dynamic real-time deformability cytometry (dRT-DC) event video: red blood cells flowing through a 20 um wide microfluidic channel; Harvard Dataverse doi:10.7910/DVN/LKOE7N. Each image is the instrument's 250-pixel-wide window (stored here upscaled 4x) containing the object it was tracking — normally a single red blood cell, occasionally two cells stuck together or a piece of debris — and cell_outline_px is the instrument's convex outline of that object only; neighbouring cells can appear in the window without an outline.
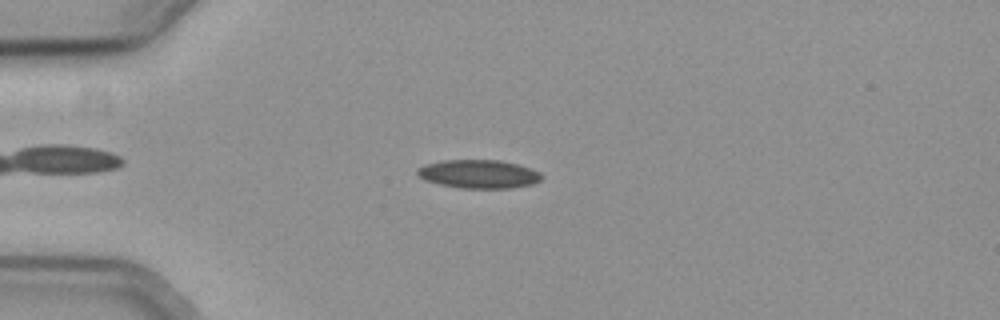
{"species": "common noctule bat (a hibernating species)", "species_latin": "Nyctalus noctula", "temperature_condition": "cold", "stored_images_in_passage": 51, "camera_frame_rate_fps": 3000, "um_per_image_px": 0.085, "animal": {"sex": "female", "body_mass_g": 19.3, "forearm_length_mm": 54.1}, "frame": {"image": 1, "passage_image": 10, "time_ms": 3.0, "image_size_px": [1000, 320], "cell_outline_px": [[540, 180], [532, 184], [512, 188], [460, 188], [440, 184], [424, 180], [416, 172], [416, 168], [424, 164], [444, 160], [500, 160], [516, 164], [540, 172]], "centroid_in_image_um": [40.64, 14.79], "position_along_channel_um": 44.4, "area_um2": 20.52}}
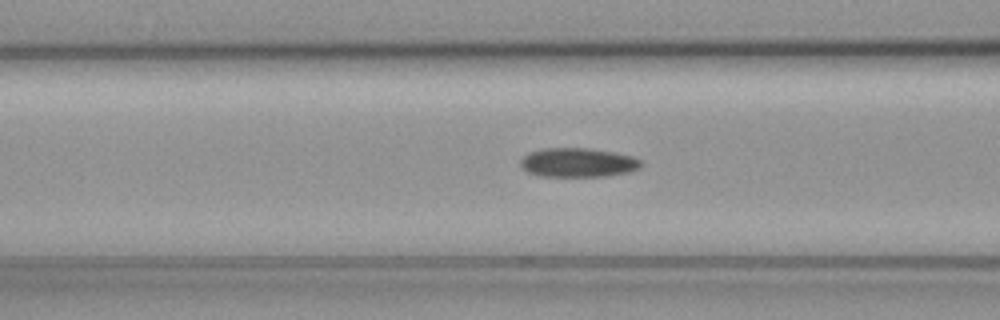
{"frame": {"image": 2, "passage_image": 18, "time_ms": 5.667, "image_size_px": [1000, 320], "cell_outline_px": [[640, 168], [628, 172], [604, 176], [540, 176], [528, 172], [520, 168], [520, 160], [528, 152], [544, 148], [588, 148], [612, 152], [632, 156], [640, 160]], "centroid_in_image_um": [49.07, 13.81], "position_along_channel_um": 117.5, "area_um2": 20.4}}
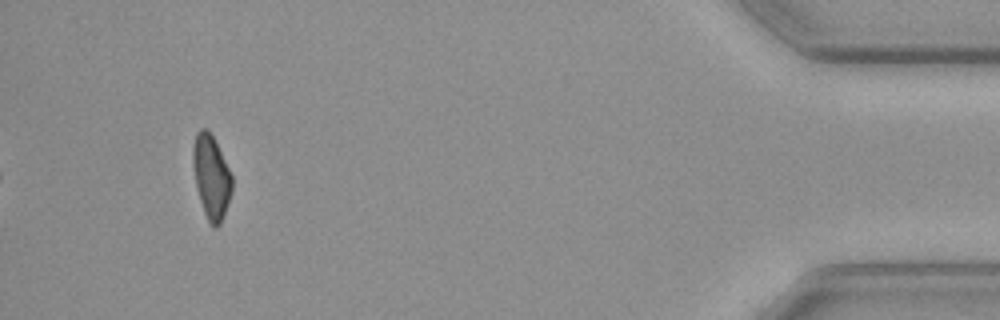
{"frame": {"image": 3, "passage_image": 48, "time_ms": 15.667, "image_size_px": [1000, 320], "cell_outline_px": [[232, 192], [220, 224], [216, 228], [212, 228], [204, 212], [196, 188], [192, 164], [192, 148], [196, 132], [200, 128], [204, 128], [212, 136], [232, 176]], "centroid_in_image_um": [17.93, 15.05], "position_along_channel_um": 417.3, "area_um2": 18.84}}